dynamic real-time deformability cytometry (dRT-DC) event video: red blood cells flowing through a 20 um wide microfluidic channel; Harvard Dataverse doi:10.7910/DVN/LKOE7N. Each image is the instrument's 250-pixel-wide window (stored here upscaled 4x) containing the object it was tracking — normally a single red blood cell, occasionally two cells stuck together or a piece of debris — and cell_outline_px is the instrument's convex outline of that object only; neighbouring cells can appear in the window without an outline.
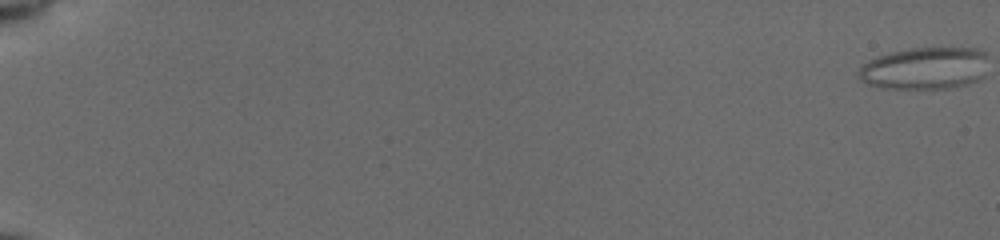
{"species": "common noctule bat (a hibernating species)", "species_latin": "Nyctalus noctula", "temperature_condition": "cold", "stored_images_in_passage": 57, "camera_frame_rate_fps": 3000, "um_per_image_px": 0.085, "animal": {"sex": "female", "body_mass_g": 19.5, "forearm_length_mm": 54.1}, "frame": {"image": 1, "passage_image": 1, "time_ms": 0.0, "image_size_px": [1000, 240], "cell_outline_px": [[984, 56], [980, 76], [976, 80], [964, 84], [948, 88], [884, 88], [872, 84], [864, 80], [860, 76], [860, 68], [864, 64], [880, 56], [892, 52], [912, 48], [972, 48], [984, 52]], "centroid_in_image_um": [78.58, 5.8], "position_along_channel_um": 6.4, "area_um2": 30.46}}
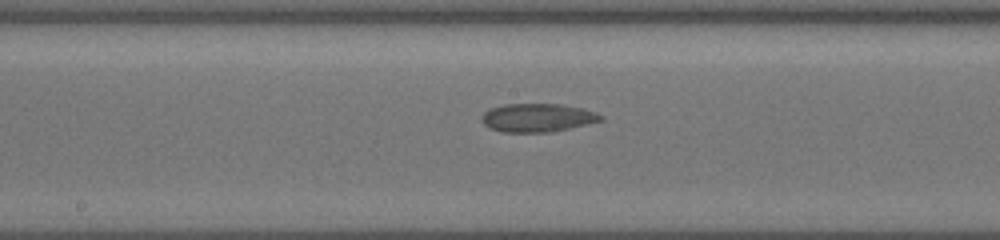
{"frame": {"image": 2, "passage_image": 33, "time_ms": 10.667, "image_size_px": [1000, 240], "cell_outline_px": [[604, 120], [552, 132], [504, 132], [492, 128], [484, 124], [480, 120], [484, 112], [492, 108], [504, 104], [560, 104], [580, 108], [596, 112], [604, 116]], "centroid_in_image_um": [45.71, 10.0], "position_along_channel_um": 202.5, "area_um2": 19.59}}
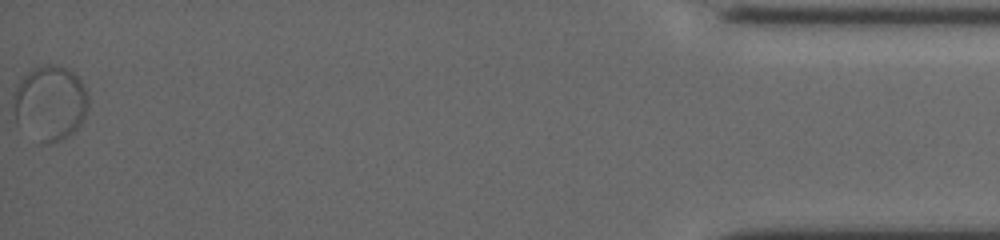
{"frame": {"image": 3, "passage_image": 57, "time_ms": 18.667, "image_size_px": [1000, 240], "cell_outline_px": [[88, 108], [80, 124], [68, 136], [60, 140], [48, 144], [40, 144], [16, 120], [16, 88], [20, 80], [32, 68], [44, 64], [52, 64], [68, 68], [80, 80], [88, 96]], "centroid_in_image_um": [4.29, 8.74], "position_along_channel_um": 430.9, "area_um2": 32.08}, "authors_computed_cell_mechanics": {"area_um2": 24.565, "velocity_mm_per_s": 3.8473, "shape_relaxation_time_tau1_ms": null, "shape_relaxation_time_tau2_ms": 0.8556, "deformation_change_tau1": null, "deformation_change_tau2": 0.0381}}